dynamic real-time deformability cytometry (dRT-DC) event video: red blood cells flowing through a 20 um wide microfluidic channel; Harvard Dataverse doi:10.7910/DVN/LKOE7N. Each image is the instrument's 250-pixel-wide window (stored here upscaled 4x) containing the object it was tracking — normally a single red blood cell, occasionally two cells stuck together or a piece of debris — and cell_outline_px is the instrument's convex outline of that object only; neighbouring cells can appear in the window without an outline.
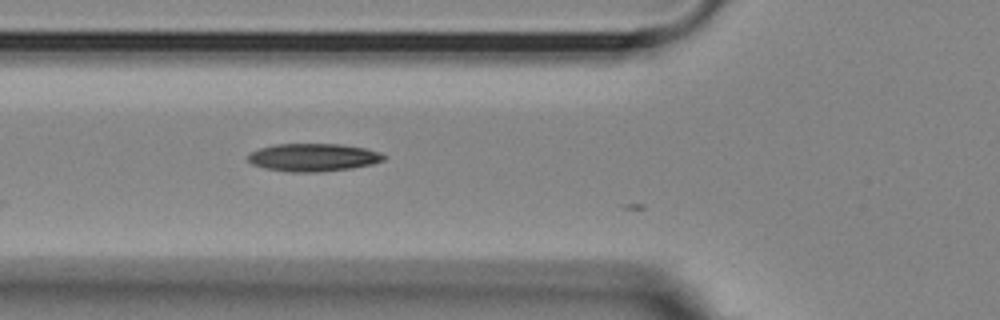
{"species": "Egyptian fruit bat (a non-hibernating species)", "species_latin": "Rousettus aegyptiacus", "temperature_condition": "room temperature", "stored_images_in_passage": 8, "camera_frame_rate_fps": 3000, "um_per_image_px": 0.085, "animal": {"sex": "female"}, "frame": {"image": 1, "passage_image": 7, "time_ms": 2.0, "image_size_px": [1000, 320], "cell_outline_px": [[388, 156], [384, 160], [372, 164], [352, 168], [320, 172], [288, 172], [264, 168], [252, 164], [248, 160], [248, 152], [260, 148], [276, 144], [340, 144], [364, 148], [380, 152]], "centroid_in_image_um": [26.62, 13.38], "position_along_channel_um": 99.2, "area_um2": 22.2}}